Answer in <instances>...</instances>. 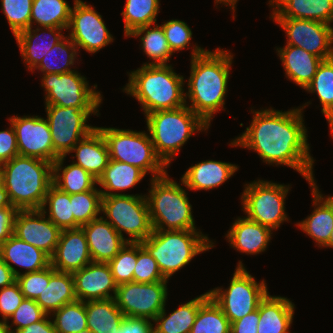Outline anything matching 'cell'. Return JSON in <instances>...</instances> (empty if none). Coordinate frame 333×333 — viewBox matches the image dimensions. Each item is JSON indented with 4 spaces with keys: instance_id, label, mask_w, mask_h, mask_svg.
<instances>
[{
    "instance_id": "24",
    "label": "cell",
    "mask_w": 333,
    "mask_h": 333,
    "mask_svg": "<svg viewBox=\"0 0 333 333\" xmlns=\"http://www.w3.org/2000/svg\"><path fill=\"white\" fill-rule=\"evenodd\" d=\"M309 185L312 187L313 205L316 208L297 225L313 238L319 247H324L329 242L333 230V196L324 198L315 182Z\"/></svg>"
},
{
    "instance_id": "1",
    "label": "cell",
    "mask_w": 333,
    "mask_h": 333,
    "mask_svg": "<svg viewBox=\"0 0 333 333\" xmlns=\"http://www.w3.org/2000/svg\"><path fill=\"white\" fill-rule=\"evenodd\" d=\"M305 105L286 112L272 108L252 111L254 116L250 126L230 145L254 150L263 162L289 166L309 184L315 182L314 160L309 154L307 130L302 117Z\"/></svg>"
},
{
    "instance_id": "15",
    "label": "cell",
    "mask_w": 333,
    "mask_h": 333,
    "mask_svg": "<svg viewBox=\"0 0 333 333\" xmlns=\"http://www.w3.org/2000/svg\"><path fill=\"white\" fill-rule=\"evenodd\" d=\"M286 32L287 44L327 60L333 58V27L315 20L272 18Z\"/></svg>"
},
{
    "instance_id": "11",
    "label": "cell",
    "mask_w": 333,
    "mask_h": 333,
    "mask_svg": "<svg viewBox=\"0 0 333 333\" xmlns=\"http://www.w3.org/2000/svg\"><path fill=\"white\" fill-rule=\"evenodd\" d=\"M244 188L241 204L247 214L246 218L272 230L288 221L284 201L290 189L289 185L256 180L245 184Z\"/></svg>"
},
{
    "instance_id": "39",
    "label": "cell",
    "mask_w": 333,
    "mask_h": 333,
    "mask_svg": "<svg viewBox=\"0 0 333 333\" xmlns=\"http://www.w3.org/2000/svg\"><path fill=\"white\" fill-rule=\"evenodd\" d=\"M78 51L79 48L77 49V46L70 39V37L68 36L67 38L65 36L56 45H54L52 49L49 50L35 69L40 70L43 74H61L74 71L70 68V66L74 65ZM57 59H60V62L57 61Z\"/></svg>"
},
{
    "instance_id": "44",
    "label": "cell",
    "mask_w": 333,
    "mask_h": 333,
    "mask_svg": "<svg viewBox=\"0 0 333 333\" xmlns=\"http://www.w3.org/2000/svg\"><path fill=\"white\" fill-rule=\"evenodd\" d=\"M102 195L100 189L95 187L83 193L70 195L72 213L74 216V228L82 227L91 220L99 218L101 213Z\"/></svg>"
},
{
    "instance_id": "31",
    "label": "cell",
    "mask_w": 333,
    "mask_h": 333,
    "mask_svg": "<svg viewBox=\"0 0 333 333\" xmlns=\"http://www.w3.org/2000/svg\"><path fill=\"white\" fill-rule=\"evenodd\" d=\"M76 300L72 273L56 271L50 265L49 285H45L43 292L35 301L51 317L54 311Z\"/></svg>"
},
{
    "instance_id": "41",
    "label": "cell",
    "mask_w": 333,
    "mask_h": 333,
    "mask_svg": "<svg viewBox=\"0 0 333 333\" xmlns=\"http://www.w3.org/2000/svg\"><path fill=\"white\" fill-rule=\"evenodd\" d=\"M231 324L221 308L209 297L198 309L190 333H230Z\"/></svg>"
},
{
    "instance_id": "10",
    "label": "cell",
    "mask_w": 333,
    "mask_h": 333,
    "mask_svg": "<svg viewBox=\"0 0 333 333\" xmlns=\"http://www.w3.org/2000/svg\"><path fill=\"white\" fill-rule=\"evenodd\" d=\"M208 292L231 324L257 310L268 290L265 280L257 283L239 261L229 287L225 290L218 287Z\"/></svg>"
},
{
    "instance_id": "59",
    "label": "cell",
    "mask_w": 333,
    "mask_h": 333,
    "mask_svg": "<svg viewBox=\"0 0 333 333\" xmlns=\"http://www.w3.org/2000/svg\"><path fill=\"white\" fill-rule=\"evenodd\" d=\"M236 2H238L237 0H215V3H223V5H229L230 8H232V11L235 12V5H236Z\"/></svg>"
},
{
    "instance_id": "3",
    "label": "cell",
    "mask_w": 333,
    "mask_h": 333,
    "mask_svg": "<svg viewBox=\"0 0 333 333\" xmlns=\"http://www.w3.org/2000/svg\"><path fill=\"white\" fill-rule=\"evenodd\" d=\"M184 81L169 64L142 65L129 73V83L123 91L135 97L144 114H149L185 106Z\"/></svg>"
},
{
    "instance_id": "22",
    "label": "cell",
    "mask_w": 333,
    "mask_h": 333,
    "mask_svg": "<svg viewBox=\"0 0 333 333\" xmlns=\"http://www.w3.org/2000/svg\"><path fill=\"white\" fill-rule=\"evenodd\" d=\"M0 256L15 277L22 273L15 269L11 263L26 269V272L23 273L37 272L51 265V257L48 254L24 242L14 234L0 245Z\"/></svg>"
},
{
    "instance_id": "48",
    "label": "cell",
    "mask_w": 333,
    "mask_h": 333,
    "mask_svg": "<svg viewBox=\"0 0 333 333\" xmlns=\"http://www.w3.org/2000/svg\"><path fill=\"white\" fill-rule=\"evenodd\" d=\"M49 280L50 266L37 272L22 273L16 277L24 298L33 300L41 295L45 285H49Z\"/></svg>"
},
{
    "instance_id": "62",
    "label": "cell",
    "mask_w": 333,
    "mask_h": 333,
    "mask_svg": "<svg viewBox=\"0 0 333 333\" xmlns=\"http://www.w3.org/2000/svg\"><path fill=\"white\" fill-rule=\"evenodd\" d=\"M324 247H327V248L331 247V248H333V230H332V232L330 234L329 242Z\"/></svg>"
},
{
    "instance_id": "42",
    "label": "cell",
    "mask_w": 333,
    "mask_h": 333,
    "mask_svg": "<svg viewBox=\"0 0 333 333\" xmlns=\"http://www.w3.org/2000/svg\"><path fill=\"white\" fill-rule=\"evenodd\" d=\"M305 90L309 93L316 92L325 117L333 111V58L320 63L313 80Z\"/></svg>"
},
{
    "instance_id": "16",
    "label": "cell",
    "mask_w": 333,
    "mask_h": 333,
    "mask_svg": "<svg viewBox=\"0 0 333 333\" xmlns=\"http://www.w3.org/2000/svg\"><path fill=\"white\" fill-rule=\"evenodd\" d=\"M71 30L69 37L77 48L88 53H96L113 42V36L106 28L102 16L81 0H74L70 22L67 30Z\"/></svg>"
},
{
    "instance_id": "58",
    "label": "cell",
    "mask_w": 333,
    "mask_h": 333,
    "mask_svg": "<svg viewBox=\"0 0 333 333\" xmlns=\"http://www.w3.org/2000/svg\"><path fill=\"white\" fill-rule=\"evenodd\" d=\"M12 206L7 191L4 189L3 183L0 185V208Z\"/></svg>"
},
{
    "instance_id": "64",
    "label": "cell",
    "mask_w": 333,
    "mask_h": 333,
    "mask_svg": "<svg viewBox=\"0 0 333 333\" xmlns=\"http://www.w3.org/2000/svg\"><path fill=\"white\" fill-rule=\"evenodd\" d=\"M78 333H93V332L87 328V329L82 330V331H80Z\"/></svg>"
},
{
    "instance_id": "50",
    "label": "cell",
    "mask_w": 333,
    "mask_h": 333,
    "mask_svg": "<svg viewBox=\"0 0 333 333\" xmlns=\"http://www.w3.org/2000/svg\"><path fill=\"white\" fill-rule=\"evenodd\" d=\"M46 315L35 300L24 298L18 308L9 317V319H13L11 325L15 326V329L11 330V332L13 333L14 330L23 329L33 323L39 322Z\"/></svg>"
},
{
    "instance_id": "47",
    "label": "cell",
    "mask_w": 333,
    "mask_h": 333,
    "mask_svg": "<svg viewBox=\"0 0 333 333\" xmlns=\"http://www.w3.org/2000/svg\"><path fill=\"white\" fill-rule=\"evenodd\" d=\"M167 280L157 265L156 260L138 243V259L133 273V281L139 283H152Z\"/></svg>"
},
{
    "instance_id": "2",
    "label": "cell",
    "mask_w": 333,
    "mask_h": 333,
    "mask_svg": "<svg viewBox=\"0 0 333 333\" xmlns=\"http://www.w3.org/2000/svg\"><path fill=\"white\" fill-rule=\"evenodd\" d=\"M191 54L185 99L189 98L188 107L210 126L213 114L224 109L233 55L220 48L211 52L196 44Z\"/></svg>"
},
{
    "instance_id": "17",
    "label": "cell",
    "mask_w": 333,
    "mask_h": 333,
    "mask_svg": "<svg viewBox=\"0 0 333 333\" xmlns=\"http://www.w3.org/2000/svg\"><path fill=\"white\" fill-rule=\"evenodd\" d=\"M19 155L54 163L60 156L54 151L47 119L39 116H12Z\"/></svg>"
},
{
    "instance_id": "57",
    "label": "cell",
    "mask_w": 333,
    "mask_h": 333,
    "mask_svg": "<svg viewBox=\"0 0 333 333\" xmlns=\"http://www.w3.org/2000/svg\"><path fill=\"white\" fill-rule=\"evenodd\" d=\"M16 277L0 256V289L12 285Z\"/></svg>"
},
{
    "instance_id": "56",
    "label": "cell",
    "mask_w": 333,
    "mask_h": 333,
    "mask_svg": "<svg viewBox=\"0 0 333 333\" xmlns=\"http://www.w3.org/2000/svg\"><path fill=\"white\" fill-rule=\"evenodd\" d=\"M48 316L49 315H46L39 322L14 331V333H56L53 321H51Z\"/></svg>"
},
{
    "instance_id": "4",
    "label": "cell",
    "mask_w": 333,
    "mask_h": 333,
    "mask_svg": "<svg viewBox=\"0 0 333 333\" xmlns=\"http://www.w3.org/2000/svg\"><path fill=\"white\" fill-rule=\"evenodd\" d=\"M4 189L18 210L41 209L52 184L53 163L17 155L2 164Z\"/></svg>"
},
{
    "instance_id": "54",
    "label": "cell",
    "mask_w": 333,
    "mask_h": 333,
    "mask_svg": "<svg viewBox=\"0 0 333 333\" xmlns=\"http://www.w3.org/2000/svg\"><path fill=\"white\" fill-rule=\"evenodd\" d=\"M18 211L14 206L0 208V245L13 234L14 221Z\"/></svg>"
},
{
    "instance_id": "60",
    "label": "cell",
    "mask_w": 333,
    "mask_h": 333,
    "mask_svg": "<svg viewBox=\"0 0 333 333\" xmlns=\"http://www.w3.org/2000/svg\"><path fill=\"white\" fill-rule=\"evenodd\" d=\"M12 327L8 325V321H0V333H12Z\"/></svg>"
},
{
    "instance_id": "19",
    "label": "cell",
    "mask_w": 333,
    "mask_h": 333,
    "mask_svg": "<svg viewBox=\"0 0 333 333\" xmlns=\"http://www.w3.org/2000/svg\"><path fill=\"white\" fill-rule=\"evenodd\" d=\"M72 276L77 300L87 302L115 298L118 285L108 263L91 262Z\"/></svg>"
},
{
    "instance_id": "6",
    "label": "cell",
    "mask_w": 333,
    "mask_h": 333,
    "mask_svg": "<svg viewBox=\"0 0 333 333\" xmlns=\"http://www.w3.org/2000/svg\"><path fill=\"white\" fill-rule=\"evenodd\" d=\"M145 117L155 152L167 167L193 133L209 128L187 104L177 109L155 111Z\"/></svg>"
},
{
    "instance_id": "38",
    "label": "cell",
    "mask_w": 333,
    "mask_h": 333,
    "mask_svg": "<svg viewBox=\"0 0 333 333\" xmlns=\"http://www.w3.org/2000/svg\"><path fill=\"white\" fill-rule=\"evenodd\" d=\"M48 204V209L46 205ZM49 215L48 218L60 229H74V216L72 213V203L70 194L60 190L53 183L48 188L44 203L41 209Z\"/></svg>"
},
{
    "instance_id": "23",
    "label": "cell",
    "mask_w": 333,
    "mask_h": 333,
    "mask_svg": "<svg viewBox=\"0 0 333 333\" xmlns=\"http://www.w3.org/2000/svg\"><path fill=\"white\" fill-rule=\"evenodd\" d=\"M42 28L32 30V27L21 31L14 37L18 43L23 61L28 66V69L33 71L41 62L43 57L49 52L65 36L61 34L63 28L58 27H43L44 31L50 34L51 38H46V32L39 33ZM39 33V34H38ZM43 34V37H42ZM45 36V37H44ZM47 39V40H46Z\"/></svg>"
},
{
    "instance_id": "63",
    "label": "cell",
    "mask_w": 333,
    "mask_h": 333,
    "mask_svg": "<svg viewBox=\"0 0 333 333\" xmlns=\"http://www.w3.org/2000/svg\"><path fill=\"white\" fill-rule=\"evenodd\" d=\"M2 179H3V168L2 164H0V185L2 184Z\"/></svg>"
},
{
    "instance_id": "29",
    "label": "cell",
    "mask_w": 333,
    "mask_h": 333,
    "mask_svg": "<svg viewBox=\"0 0 333 333\" xmlns=\"http://www.w3.org/2000/svg\"><path fill=\"white\" fill-rule=\"evenodd\" d=\"M237 169L229 162L206 160L189 167L181 180L187 189L210 190L223 184Z\"/></svg>"
},
{
    "instance_id": "21",
    "label": "cell",
    "mask_w": 333,
    "mask_h": 333,
    "mask_svg": "<svg viewBox=\"0 0 333 333\" xmlns=\"http://www.w3.org/2000/svg\"><path fill=\"white\" fill-rule=\"evenodd\" d=\"M92 262L108 263L128 243L115 228L100 216L82 226Z\"/></svg>"
},
{
    "instance_id": "37",
    "label": "cell",
    "mask_w": 333,
    "mask_h": 333,
    "mask_svg": "<svg viewBox=\"0 0 333 333\" xmlns=\"http://www.w3.org/2000/svg\"><path fill=\"white\" fill-rule=\"evenodd\" d=\"M72 8L65 0H33L31 27H58L67 30Z\"/></svg>"
},
{
    "instance_id": "40",
    "label": "cell",
    "mask_w": 333,
    "mask_h": 333,
    "mask_svg": "<svg viewBox=\"0 0 333 333\" xmlns=\"http://www.w3.org/2000/svg\"><path fill=\"white\" fill-rule=\"evenodd\" d=\"M159 5V0H126L122 11L125 36L139 27L156 24Z\"/></svg>"
},
{
    "instance_id": "46",
    "label": "cell",
    "mask_w": 333,
    "mask_h": 333,
    "mask_svg": "<svg viewBox=\"0 0 333 333\" xmlns=\"http://www.w3.org/2000/svg\"><path fill=\"white\" fill-rule=\"evenodd\" d=\"M33 0H1L3 14L14 36L31 27Z\"/></svg>"
},
{
    "instance_id": "35",
    "label": "cell",
    "mask_w": 333,
    "mask_h": 333,
    "mask_svg": "<svg viewBox=\"0 0 333 333\" xmlns=\"http://www.w3.org/2000/svg\"><path fill=\"white\" fill-rule=\"evenodd\" d=\"M65 158L61 156L53 163L52 183L70 195L93 190L97 179L75 163L62 167Z\"/></svg>"
},
{
    "instance_id": "13",
    "label": "cell",
    "mask_w": 333,
    "mask_h": 333,
    "mask_svg": "<svg viewBox=\"0 0 333 333\" xmlns=\"http://www.w3.org/2000/svg\"><path fill=\"white\" fill-rule=\"evenodd\" d=\"M42 87L45 88V105L62 107H99L102 96L96 91L97 85L90 88L86 78L78 72L43 74Z\"/></svg>"
},
{
    "instance_id": "52",
    "label": "cell",
    "mask_w": 333,
    "mask_h": 333,
    "mask_svg": "<svg viewBox=\"0 0 333 333\" xmlns=\"http://www.w3.org/2000/svg\"><path fill=\"white\" fill-rule=\"evenodd\" d=\"M19 155L15 130L10 122V128L0 131V164Z\"/></svg>"
},
{
    "instance_id": "33",
    "label": "cell",
    "mask_w": 333,
    "mask_h": 333,
    "mask_svg": "<svg viewBox=\"0 0 333 333\" xmlns=\"http://www.w3.org/2000/svg\"><path fill=\"white\" fill-rule=\"evenodd\" d=\"M146 173L140 168L109 159L107 167L98 178L97 184L104 190H100L102 196L121 195L113 191L126 190L139 183Z\"/></svg>"
},
{
    "instance_id": "12",
    "label": "cell",
    "mask_w": 333,
    "mask_h": 333,
    "mask_svg": "<svg viewBox=\"0 0 333 333\" xmlns=\"http://www.w3.org/2000/svg\"><path fill=\"white\" fill-rule=\"evenodd\" d=\"M54 151L67 156L73 147L96 128L87 125L90 114L99 112L98 107H62L45 105Z\"/></svg>"
},
{
    "instance_id": "55",
    "label": "cell",
    "mask_w": 333,
    "mask_h": 333,
    "mask_svg": "<svg viewBox=\"0 0 333 333\" xmlns=\"http://www.w3.org/2000/svg\"><path fill=\"white\" fill-rule=\"evenodd\" d=\"M258 309L231 323L230 333H257Z\"/></svg>"
},
{
    "instance_id": "20",
    "label": "cell",
    "mask_w": 333,
    "mask_h": 333,
    "mask_svg": "<svg viewBox=\"0 0 333 333\" xmlns=\"http://www.w3.org/2000/svg\"><path fill=\"white\" fill-rule=\"evenodd\" d=\"M91 262L82 227L61 230L55 252L51 256V266L59 272L74 273Z\"/></svg>"
},
{
    "instance_id": "5",
    "label": "cell",
    "mask_w": 333,
    "mask_h": 333,
    "mask_svg": "<svg viewBox=\"0 0 333 333\" xmlns=\"http://www.w3.org/2000/svg\"><path fill=\"white\" fill-rule=\"evenodd\" d=\"M140 244L156 260L167 280L193 257L214 246L208 236L197 230H153Z\"/></svg>"
},
{
    "instance_id": "9",
    "label": "cell",
    "mask_w": 333,
    "mask_h": 333,
    "mask_svg": "<svg viewBox=\"0 0 333 333\" xmlns=\"http://www.w3.org/2000/svg\"><path fill=\"white\" fill-rule=\"evenodd\" d=\"M115 230L123 237L129 235L127 242L140 243L146 240L153 231L149 206L145 195H109L102 196L101 213Z\"/></svg>"
},
{
    "instance_id": "25",
    "label": "cell",
    "mask_w": 333,
    "mask_h": 333,
    "mask_svg": "<svg viewBox=\"0 0 333 333\" xmlns=\"http://www.w3.org/2000/svg\"><path fill=\"white\" fill-rule=\"evenodd\" d=\"M272 18H294L333 22V0H269Z\"/></svg>"
},
{
    "instance_id": "34",
    "label": "cell",
    "mask_w": 333,
    "mask_h": 333,
    "mask_svg": "<svg viewBox=\"0 0 333 333\" xmlns=\"http://www.w3.org/2000/svg\"><path fill=\"white\" fill-rule=\"evenodd\" d=\"M87 327L93 333H116L124 314L114 298L85 302Z\"/></svg>"
},
{
    "instance_id": "8",
    "label": "cell",
    "mask_w": 333,
    "mask_h": 333,
    "mask_svg": "<svg viewBox=\"0 0 333 333\" xmlns=\"http://www.w3.org/2000/svg\"><path fill=\"white\" fill-rule=\"evenodd\" d=\"M108 146L112 160L136 166L152 173V179L167 173V166L157 156L150 135L133 130L97 127Z\"/></svg>"
},
{
    "instance_id": "61",
    "label": "cell",
    "mask_w": 333,
    "mask_h": 333,
    "mask_svg": "<svg viewBox=\"0 0 333 333\" xmlns=\"http://www.w3.org/2000/svg\"><path fill=\"white\" fill-rule=\"evenodd\" d=\"M330 130L333 128V111L326 117Z\"/></svg>"
},
{
    "instance_id": "28",
    "label": "cell",
    "mask_w": 333,
    "mask_h": 333,
    "mask_svg": "<svg viewBox=\"0 0 333 333\" xmlns=\"http://www.w3.org/2000/svg\"><path fill=\"white\" fill-rule=\"evenodd\" d=\"M72 152H75L77 159L73 163L81 166L97 180L110 159L107 143L97 127L82 138L70 151Z\"/></svg>"
},
{
    "instance_id": "14",
    "label": "cell",
    "mask_w": 333,
    "mask_h": 333,
    "mask_svg": "<svg viewBox=\"0 0 333 333\" xmlns=\"http://www.w3.org/2000/svg\"><path fill=\"white\" fill-rule=\"evenodd\" d=\"M167 281L129 282L117 286L115 301L124 316L154 320L167 300Z\"/></svg>"
},
{
    "instance_id": "36",
    "label": "cell",
    "mask_w": 333,
    "mask_h": 333,
    "mask_svg": "<svg viewBox=\"0 0 333 333\" xmlns=\"http://www.w3.org/2000/svg\"><path fill=\"white\" fill-rule=\"evenodd\" d=\"M126 37H140V41L142 42L141 48L144 50L143 52L153 60L152 62L144 63L143 65H167V62L172 55V51L168 45V41L161 25L157 24L155 27H152V25L139 27Z\"/></svg>"
},
{
    "instance_id": "53",
    "label": "cell",
    "mask_w": 333,
    "mask_h": 333,
    "mask_svg": "<svg viewBox=\"0 0 333 333\" xmlns=\"http://www.w3.org/2000/svg\"><path fill=\"white\" fill-rule=\"evenodd\" d=\"M150 319L124 316L116 333H154V324Z\"/></svg>"
},
{
    "instance_id": "7",
    "label": "cell",
    "mask_w": 333,
    "mask_h": 333,
    "mask_svg": "<svg viewBox=\"0 0 333 333\" xmlns=\"http://www.w3.org/2000/svg\"><path fill=\"white\" fill-rule=\"evenodd\" d=\"M167 174L151 178L146 195L153 230H196L187 192L180 186L182 180L179 184Z\"/></svg>"
},
{
    "instance_id": "32",
    "label": "cell",
    "mask_w": 333,
    "mask_h": 333,
    "mask_svg": "<svg viewBox=\"0 0 333 333\" xmlns=\"http://www.w3.org/2000/svg\"><path fill=\"white\" fill-rule=\"evenodd\" d=\"M209 292L181 304L170 315L164 309L155 317L154 333H190L199 307L209 298Z\"/></svg>"
},
{
    "instance_id": "30",
    "label": "cell",
    "mask_w": 333,
    "mask_h": 333,
    "mask_svg": "<svg viewBox=\"0 0 333 333\" xmlns=\"http://www.w3.org/2000/svg\"><path fill=\"white\" fill-rule=\"evenodd\" d=\"M287 78L305 89L313 80L321 58L310 54L302 48L286 45L277 48Z\"/></svg>"
},
{
    "instance_id": "27",
    "label": "cell",
    "mask_w": 333,
    "mask_h": 333,
    "mask_svg": "<svg viewBox=\"0 0 333 333\" xmlns=\"http://www.w3.org/2000/svg\"><path fill=\"white\" fill-rule=\"evenodd\" d=\"M272 231L246 217H240L235 220L226 237L230 245L239 252L254 255L266 250Z\"/></svg>"
},
{
    "instance_id": "18",
    "label": "cell",
    "mask_w": 333,
    "mask_h": 333,
    "mask_svg": "<svg viewBox=\"0 0 333 333\" xmlns=\"http://www.w3.org/2000/svg\"><path fill=\"white\" fill-rule=\"evenodd\" d=\"M40 209L19 210L14 221L13 234L24 242L54 254L61 230Z\"/></svg>"
},
{
    "instance_id": "26",
    "label": "cell",
    "mask_w": 333,
    "mask_h": 333,
    "mask_svg": "<svg viewBox=\"0 0 333 333\" xmlns=\"http://www.w3.org/2000/svg\"><path fill=\"white\" fill-rule=\"evenodd\" d=\"M294 304L285 297L267 295L258 306L259 322L257 333H290L293 322Z\"/></svg>"
},
{
    "instance_id": "51",
    "label": "cell",
    "mask_w": 333,
    "mask_h": 333,
    "mask_svg": "<svg viewBox=\"0 0 333 333\" xmlns=\"http://www.w3.org/2000/svg\"><path fill=\"white\" fill-rule=\"evenodd\" d=\"M23 299L24 295L17 282L0 289V314L2 315V321H8Z\"/></svg>"
},
{
    "instance_id": "43",
    "label": "cell",
    "mask_w": 333,
    "mask_h": 333,
    "mask_svg": "<svg viewBox=\"0 0 333 333\" xmlns=\"http://www.w3.org/2000/svg\"><path fill=\"white\" fill-rule=\"evenodd\" d=\"M56 333H78L87 329L85 302L76 300L52 313Z\"/></svg>"
},
{
    "instance_id": "49",
    "label": "cell",
    "mask_w": 333,
    "mask_h": 333,
    "mask_svg": "<svg viewBox=\"0 0 333 333\" xmlns=\"http://www.w3.org/2000/svg\"><path fill=\"white\" fill-rule=\"evenodd\" d=\"M161 26L164 30L165 37L172 53L189 47L192 39V31L187 23L177 19H172L163 23Z\"/></svg>"
},
{
    "instance_id": "45",
    "label": "cell",
    "mask_w": 333,
    "mask_h": 333,
    "mask_svg": "<svg viewBox=\"0 0 333 333\" xmlns=\"http://www.w3.org/2000/svg\"><path fill=\"white\" fill-rule=\"evenodd\" d=\"M138 259V243L128 242L118 254L108 262L117 285L133 281V273Z\"/></svg>"
}]
</instances>
